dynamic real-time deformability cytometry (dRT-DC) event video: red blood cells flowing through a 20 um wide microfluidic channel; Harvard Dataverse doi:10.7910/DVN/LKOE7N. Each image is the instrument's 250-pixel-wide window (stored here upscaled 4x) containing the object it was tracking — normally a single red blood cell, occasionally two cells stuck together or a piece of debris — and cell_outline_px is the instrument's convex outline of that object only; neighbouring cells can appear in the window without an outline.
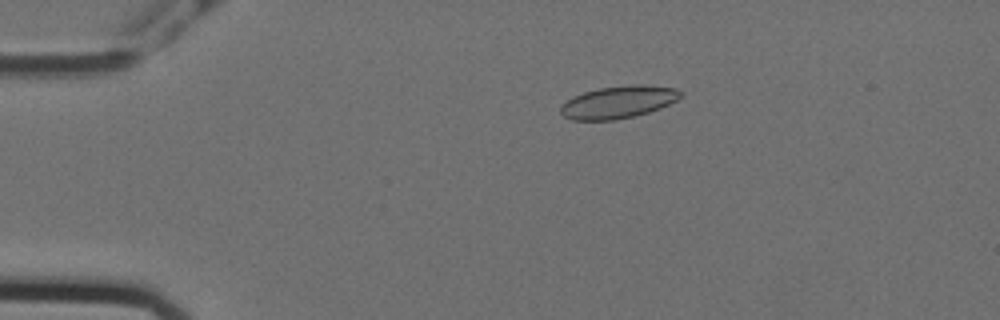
{"species": "Egyptian fruit bat (a non-hibernating species)", "species_latin": "Rousettus aegyptiacus", "temperature_condition": "cold", "stored_images_in_passage": 58, "camera_frame_rate_fps": 3000, "um_per_image_px": 0.085, "animal": {"sex": "female"}, "frame": {"image": 1, "passage_image": 12, "time_ms": 3.667, "image_size_px": [1000, 320], "cell_outline_px": [[684, 92], [676, 100], [660, 108], [648, 112], [616, 120], [572, 120], [564, 116], [560, 112], [560, 108], [572, 96], [584, 92], [600, 88], [636, 84], [644, 84], [676, 88]], "centroid_in_image_um": [52.57, 8.67], "position_along_channel_um": 32.4, "area_um2": 22.48}}
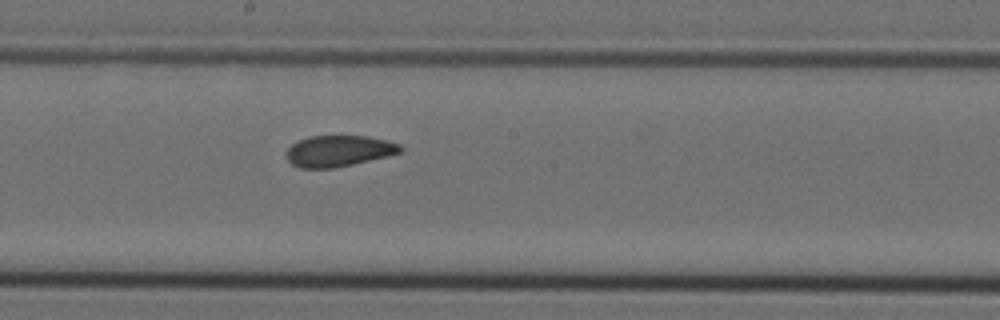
{"frame": {"image": 2, "passage_image": 32, "time_ms": 10.333, "image_size_px": [1000, 320], "cell_outline_px": [[404, 148], [400, 152], [388, 156], [352, 164], [332, 168], [300, 168], [292, 164], [288, 160], [288, 148], [292, 144], [308, 136], [368, 136], [388, 140], [400, 144]], "centroid_in_image_um": [28.83, 12.82], "position_along_channel_um": 219.4, "area_um2": 20.58}}
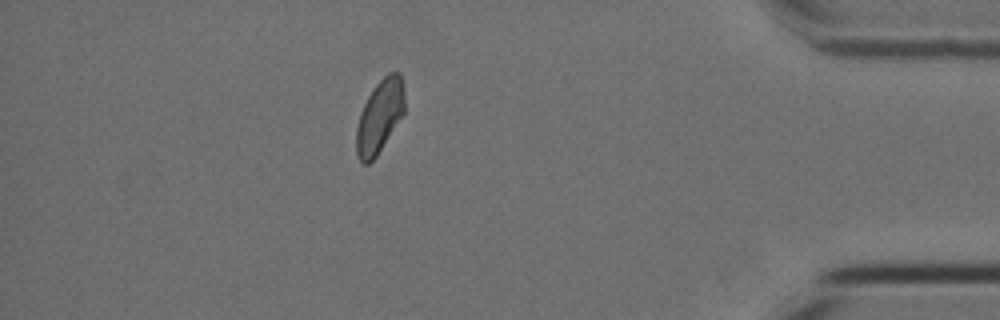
{"frame": {"image": 3, "passage_image": 51, "time_ms": 16.667, "image_size_px": [1000, 320], "cell_outline_px": [[404, 112], [376, 156], [368, 164], [364, 164], [360, 160], [356, 152], [356, 128], [360, 112], [372, 88], [388, 72], [400, 72], [404, 88]], "centroid_in_image_um": [32.26, 9.86], "position_along_channel_um": 402.9, "area_um2": 20.35}, "authors_computed_cell_mechanics": {"area_um2": 21.6461, "velocity_mm_per_s": 3.5448, "shape_relaxation_time_tau1_ms": 7.7648, "shape_relaxation_time_tau2_ms": 1.6632, "deformation_change_tau1": 0.1278, "deformation_change_tau2": 0.0581}}